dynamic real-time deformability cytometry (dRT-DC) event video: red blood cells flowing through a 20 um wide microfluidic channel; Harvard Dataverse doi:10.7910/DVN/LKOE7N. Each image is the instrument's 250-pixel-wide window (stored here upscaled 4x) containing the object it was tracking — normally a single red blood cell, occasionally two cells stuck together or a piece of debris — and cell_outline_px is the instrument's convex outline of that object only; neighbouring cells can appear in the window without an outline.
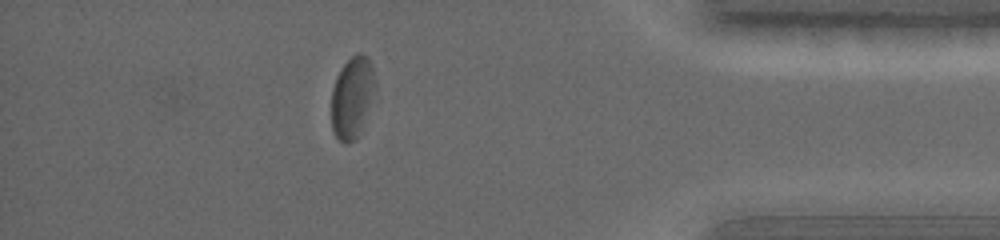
{"species": "common noctule bat (a hibernating species)", "species_latin": "Nyctalus noctula", "temperature_condition": "warm", "stored_images_in_passage": 55, "camera_frame_rate_fps": 5000, "um_per_image_px": 0.085, "animal": {"sex": "female", "body_mass_g": 19.0, "forearm_length_mm": 56.7}, "frame": {"image": 1, "passage_image": 55, "time_ms": 13.2, "image_size_px": [1000, 240], "cell_outline_px": [[376, 88], [356, 140], [348, 144], [344, 144], [336, 136], [332, 128], [332, 88], [336, 76], [340, 68], [356, 52], [364, 52], [368, 56], [376, 80]], "centroid_in_image_um": [29.94, 8.23], "position_along_channel_um": 405.3, "area_um2": 20.87}}